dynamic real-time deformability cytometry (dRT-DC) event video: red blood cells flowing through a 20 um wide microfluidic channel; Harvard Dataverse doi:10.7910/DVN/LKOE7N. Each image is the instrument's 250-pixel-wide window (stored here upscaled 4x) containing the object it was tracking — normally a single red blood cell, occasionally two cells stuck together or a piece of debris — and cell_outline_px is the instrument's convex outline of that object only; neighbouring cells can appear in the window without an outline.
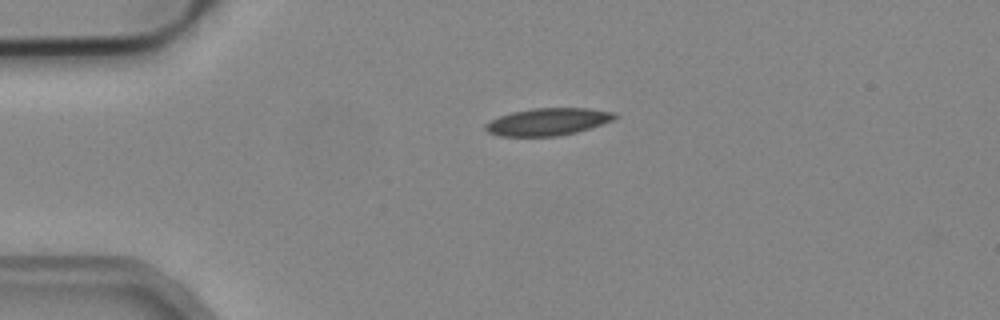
{"species": "common noctule bat (a hibernating species)", "species_latin": "Nyctalus noctula", "temperature_condition": "cold", "stored_images_in_passage": 1, "camera_frame_rate_fps": 3000, "um_per_image_px": 0.085, "animal": {"sex": "male", "body_mass_g": 19.2, "forearm_length_mm": 51.8}, "frame": {"image": 1, "passage_image": 1, "time_ms": 0.0, "image_size_px": [1000, 320], "cell_outline_px": [[620, 116], [612, 120], [576, 132], [556, 136], [500, 136], [488, 132], [484, 128], [484, 124], [500, 116], [512, 112], [532, 108], [588, 108], [616, 112]], "centroid_in_image_um": [46.57, 10.34], "position_along_channel_um": 38.4, "area_um2": 20.46}}